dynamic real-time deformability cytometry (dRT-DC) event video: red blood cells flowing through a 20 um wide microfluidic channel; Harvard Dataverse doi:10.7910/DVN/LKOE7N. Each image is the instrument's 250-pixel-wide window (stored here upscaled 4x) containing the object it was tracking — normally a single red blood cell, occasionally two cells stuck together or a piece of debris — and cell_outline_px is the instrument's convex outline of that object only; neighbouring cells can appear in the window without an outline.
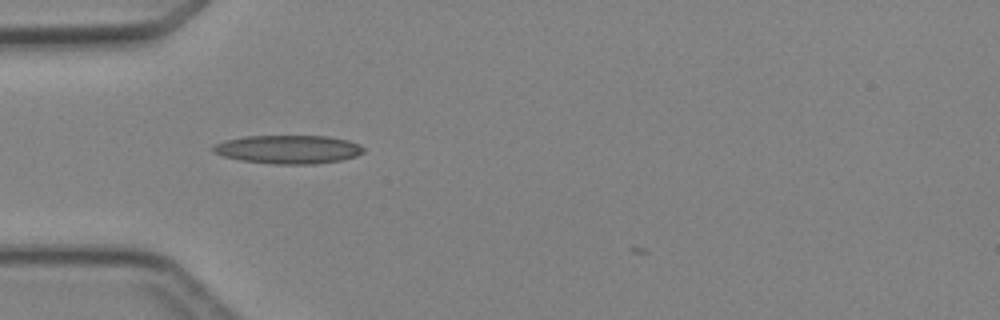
{"species": "Egyptian fruit bat (a non-hibernating species)", "species_latin": "Rousettus aegyptiacus", "temperature_condition": "cold", "stored_images_in_passage": 4, "camera_frame_rate_fps": 3000, "um_per_image_px": 0.085, "animal": {"sex": "female"}, "frame": {"image": 1, "passage_image": 2, "time_ms": 1.333, "image_size_px": [1000, 320], "cell_outline_px": [[364, 152], [356, 156], [340, 160], [312, 164], [272, 164], [240, 160], [224, 156], [212, 152], [212, 148], [216, 144], [228, 140], [244, 136], [328, 136], [348, 140], [360, 144], [364, 148]], "centroid_in_image_um": [24.53, 12.7], "position_along_channel_um": 60.5, "area_um2": 24.91}}
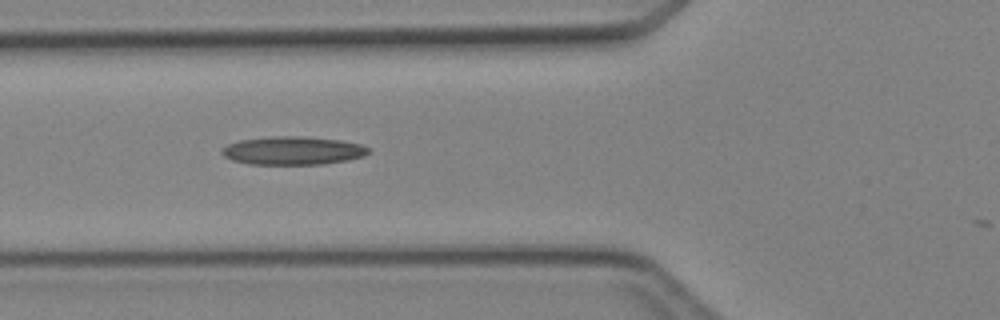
{"frame": {"image": 2, "passage_image": 3, "time_ms": 2.333, "image_size_px": [1000, 320], "cell_outline_px": [[372, 152], [364, 156], [348, 160], [324, 164], [248, 164], [232, 160], [224, 156], [220, 152], [220, 148], [228, 144], [240, 140], [272, 136], [296, 136], [340, 140], [360, 144], [372, 148]], "centroid_in_image_um": [24.91, 12.8], "position_along_channel_um": 100.9, "area_um2": 24.33}}
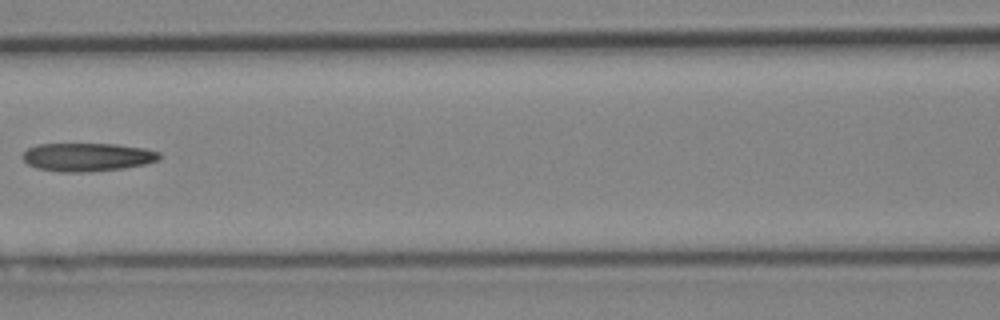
{"frame": {"image": 3, "passage_image": 4, "time_ms": 3.667, "image_size_px": [1000, 320], "cell_outline_px": [[160, 160], [148, 164], [124, 168], [88, 172], [60, 172], [36, 168], [28, 164], [20, 156], [28, 148], [36, 144], [116, 144], [144, 148], [160, 152]], "centroid_in_image_um": [7.43, 13.35], "position_along_channel_um": 159.2, "area_um2": 22.83}}